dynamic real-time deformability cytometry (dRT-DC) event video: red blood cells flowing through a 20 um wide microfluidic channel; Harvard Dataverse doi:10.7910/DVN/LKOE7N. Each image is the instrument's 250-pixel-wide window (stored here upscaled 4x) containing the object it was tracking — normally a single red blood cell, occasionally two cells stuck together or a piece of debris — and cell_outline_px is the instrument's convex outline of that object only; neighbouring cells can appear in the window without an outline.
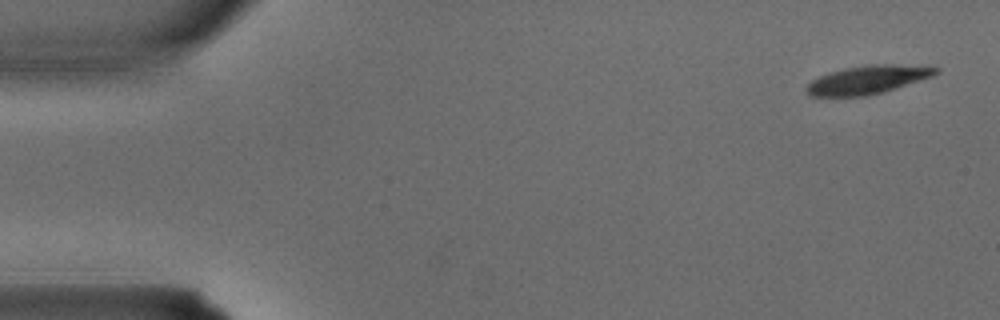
{"species": "common noctule bat (a hibernating species)", "species_latin": "Nyctalus noctula", "temperature_condition": "warm", "stored_images_in_passage": 4, "segment_of_instrument_passage": [2, 2], "camera_frame_rate_fps": 3000, "um_per_image_px": 0.085, "animal": {"sex": "male", "body_mass_g": 15.6}, "frame": {"image": 1, "passage_image": 4, "time_ms": 1.0, "image_size_px": [1000, 320], "cell_outline_px": [[940, 72], [932, 76], [884, 92], [868, 96], [808, 96], [804, 88], [812, 80], [828, 72], [844, 68], [868, 64], [892, 64], [940, 68]], "centroid_in_image_um": [73.71, 6.78], "position_along_channel_um": 11.3, "area_um2": 21.39}}